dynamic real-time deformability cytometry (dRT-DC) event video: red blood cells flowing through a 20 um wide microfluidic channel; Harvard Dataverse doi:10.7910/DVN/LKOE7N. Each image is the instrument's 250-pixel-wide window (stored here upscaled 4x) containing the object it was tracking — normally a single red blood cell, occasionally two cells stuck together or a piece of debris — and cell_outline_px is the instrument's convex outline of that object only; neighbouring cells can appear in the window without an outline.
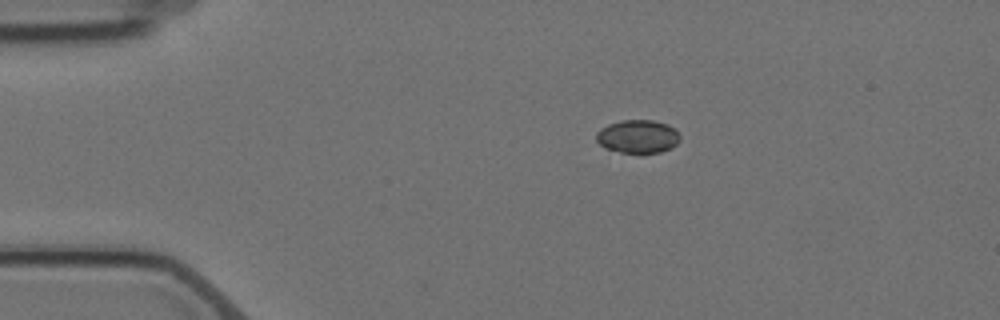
{"species": "Egyptian fruit bat (a non-hibernating species)", "species_latin": "Rousettus aegyptiacus", "temperature_condition": "cold", "stored_images_in_passage": 3, "camera_frame_rate_fps": 3000, "um_per_image_px": 0.085, "animal": {"sex": "female"}, "frame": {"image": 1, "passage_image": 1, "time_ms": 0.0, "image_size_px": [1000, 320], "cell_outline_px": [[680, 140], [676, 144], [660, 152], [640, 156], [620, 152], [604, 148], [596, 140], [596, 132], [600, 128], [608, 124], [620, 120], [652, 120], [668, 124], [680, 136]], "centroid_in_image_um": [54.17, 11.63], "position_along_channel_um": 30.8, "area_um2": 16.65}}